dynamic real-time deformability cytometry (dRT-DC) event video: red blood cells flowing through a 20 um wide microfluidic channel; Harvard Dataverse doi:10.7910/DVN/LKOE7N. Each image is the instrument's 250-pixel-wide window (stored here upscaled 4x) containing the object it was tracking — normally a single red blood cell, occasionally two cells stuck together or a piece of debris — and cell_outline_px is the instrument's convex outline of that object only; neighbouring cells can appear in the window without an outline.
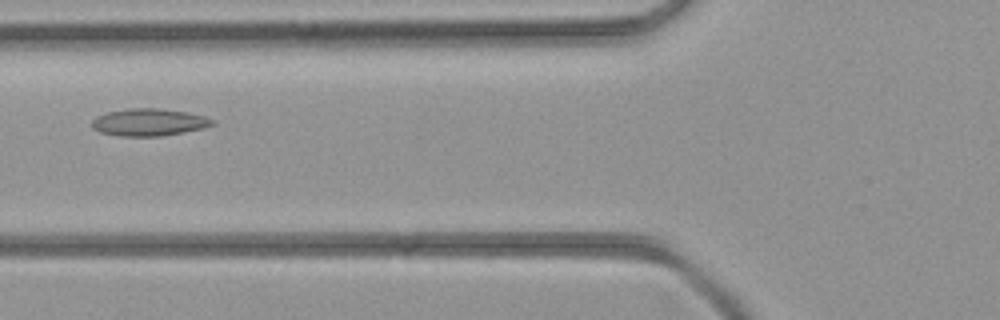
{"species": "common noctule bat (a hibernating species)", "species_latin": "Nyctalus noctula", "temperature_condition": "room temperature", "stored_images_in_passage": 32, "camera_frame_rate_fps": 3000, "um_per_image_px": 0.085, "animal": {"sex": "female", "body_mass_g": 21.9}, "frame": {"image": 1, "passage_image": 7, "time_ms": 2.0, "image_size_px": [1000, 320], "cell_outline_px": [[216, 124], [204, 128], [184, 132], [160, 136], [120, 136], [100, 132], [92, 128], [92, 120], [96, 116], [108, 112], [128, 108], [160, 108], [188, 112], [204, 116], [216, 120]], "centroid_in_image_um": [12.69, 10.38], "position_along_channel_um": 113.1, "area_um2": 19.31}}
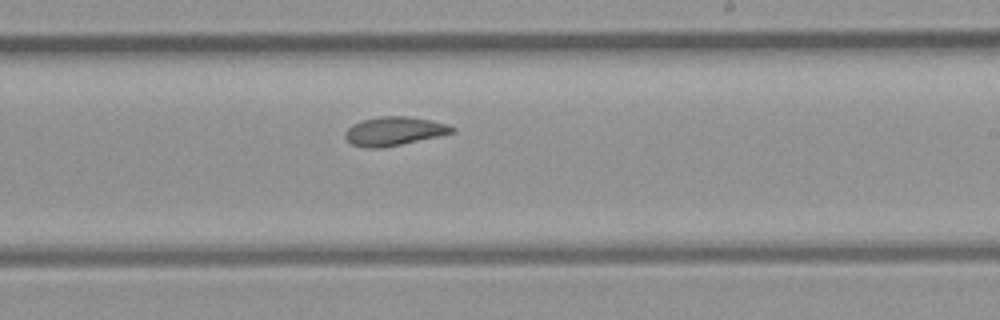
{"frame": {"image": 2, "passage_image": 16, "time_ms": 5.0, "image_size_px": [1000, 320], "cell_outline_px": [[456, 132], [400, 144], [380, 148], [364, 148], [352, 144], [344, 136], [344, 132], [352, 124], [364, 120], [380, 116], [408, 116], [448, 124], [456, 128]], "centroid_in_image_um": [33.49, 11.15], "position_along_channel_um": 255.5, "area_um2": 17.74}}
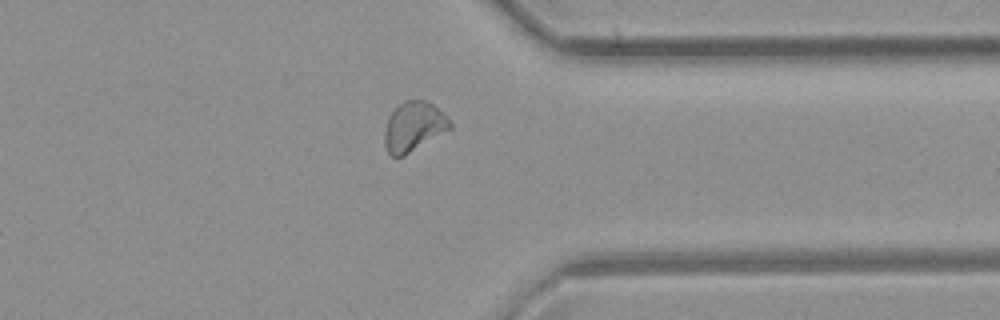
{"frame": {"image": 3, "passage_image": 24, "time_ms": 7.667, "image_size_px": [1000, 320], "cell_outline_px": [[452, 128], [404, 156], [392, 156], [388, 152], [384, 144], [384, 132], [388, 116], [404, 100], [428, 100], [452, 124]], "centroid_in_image_um": [35.13, 10.77], "position_along_channel_um": 376.3, "area_um2": 18.67}}